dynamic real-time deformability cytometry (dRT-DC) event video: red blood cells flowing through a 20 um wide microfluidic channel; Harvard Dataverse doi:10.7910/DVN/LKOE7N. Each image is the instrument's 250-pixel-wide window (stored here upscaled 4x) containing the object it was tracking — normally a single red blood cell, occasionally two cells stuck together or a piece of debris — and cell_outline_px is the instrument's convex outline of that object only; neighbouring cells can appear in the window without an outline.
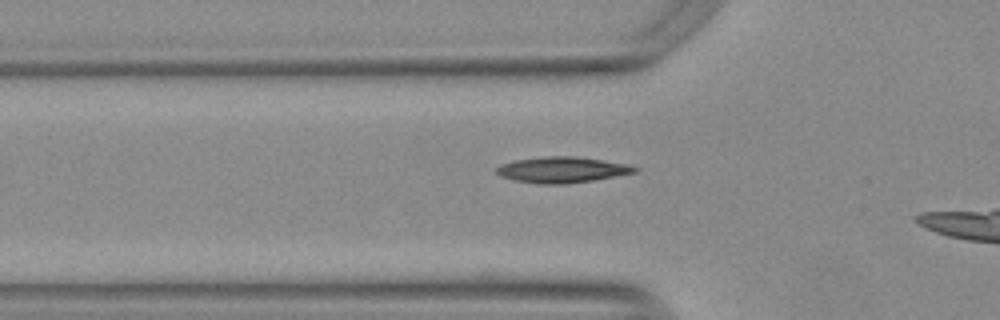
{"species": "Egyptian fruit bat (a non-hibernating species)", "species_latin": "Rousettus aegyptiacus", "temperature_condition": "warm", "stored_images_in_passage": 6, "camera_frame_rate_fps": 3000, "um_per_image_px": 0.085, "animal": {"sex": "female"}, "frame": {"image": 1, "passage_image": 6, "time_ms": 1.667, "image_size_px": [1000, 320], "cell_outline_px": [[640, 168], [636, 172], [592, 180], [568, 184], [536, 184], [512, 180], [500, 176], [496, 172], [496, 168], [500, 164], [512, 160], [544, 156], [576, 156], [628, 164]], "centroid_in_image_um": [47.72, 14.43], "position_along_channel_um": 78.1, "area_um2": 21.04}}